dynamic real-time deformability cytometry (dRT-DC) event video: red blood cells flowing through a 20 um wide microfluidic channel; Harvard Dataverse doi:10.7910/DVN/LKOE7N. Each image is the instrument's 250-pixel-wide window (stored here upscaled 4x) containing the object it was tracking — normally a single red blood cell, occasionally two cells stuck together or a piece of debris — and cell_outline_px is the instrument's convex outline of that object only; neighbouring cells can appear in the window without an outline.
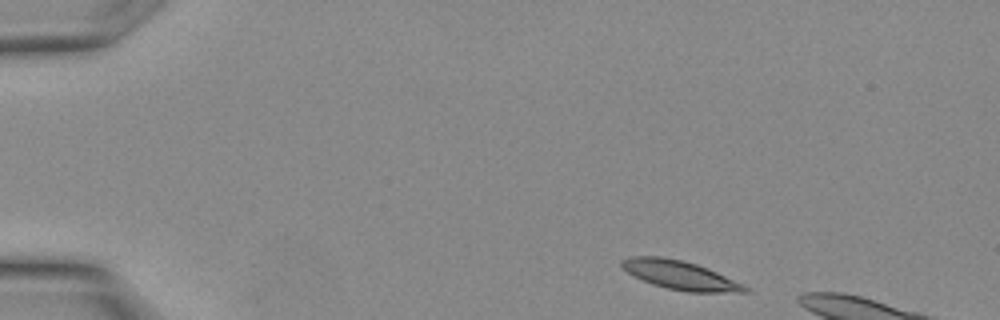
{"species": "Egyptian fruit bat (a non-hibernating species)", "species_latin": "Rousettus aegyptiacus", "temperature_condition": "warm", "stored_images_in_passage": 9, "segment_of_instrument_passage": [1, 2], "camera_frame_rate_fps": 3000, "um_per_image_px": 0.085, "animal": {"sex": "female"}, "frame": {"image": 1, "passage_image": 1, "time_ms": 0.0, "image_size_px": [1000, 320], "cell_outline_px": [[752, 292], [688, 292], [668, 288], [652, 284], [628, 272], [620, 264], [620, 260], [632, 256], [660, 256], [680, 260], [696, 264], [708, 268], [744, 284]], "centroid_in_image_um": [57.84, 23.38], "position_along_channel_um": 27.2, "area_um2": 20.46}}
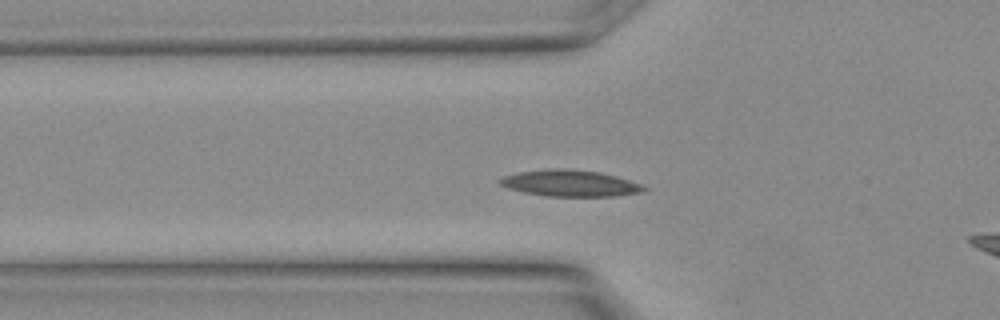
{"frame": {"image": 2, "passage_image": 7, "time_ms": 2.0, "image_size_px": [1000, 320], "cell_outline_px": [[648, 188], [644, 192], [616, 196], [548, 196], [524, 192], [508, 188], [500, 184], [496, 180], [504, 176], [520, 172], [552, 168], [564, 168], [600, 172], [616, 176], [640, 184]], "centroid_in_image_um": [48.46, 15.57], "position_along_channel_um": 77.3, "area_um2": 22.08}}